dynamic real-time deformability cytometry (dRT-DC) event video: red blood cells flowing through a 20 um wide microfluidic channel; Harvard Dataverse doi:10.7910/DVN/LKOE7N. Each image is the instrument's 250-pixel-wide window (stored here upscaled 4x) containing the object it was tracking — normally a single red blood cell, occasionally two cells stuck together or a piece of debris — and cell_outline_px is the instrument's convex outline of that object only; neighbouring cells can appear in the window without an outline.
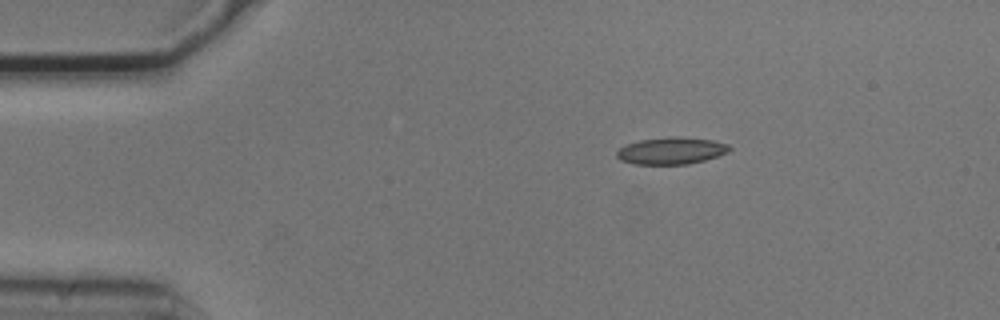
{"species": "common noctule bat (a hibernating species)", "species_latin": "Nyctalus noctula", "temperature_condition": "cold", "stored_images_in_passage": 46, "camera_frame_rate_fps": 3000, "um_per_image_px": 0.085, "animal": {"sex": "male", "body_mass_g": 20.5, "forearm_length_mm": 52.5}, "frame": {"image": 1, "passage_image": 1, "time_ms": 0.0, "image_size_px": [1000, 320], "cell_outline_px": [[732, 148], [728, 152], [704, 160], [688, 164], [632, 164], [620, 160], [616, 156], [616, 152], [620, 148], [628, 144], [640, 140], [668, 136], [676, 136], [712, 140], [728, 144]], "centroid_in_image_um": [57.05, 12.81], "position_along_channel_um": 28.0, "area_um2": 17.69}}
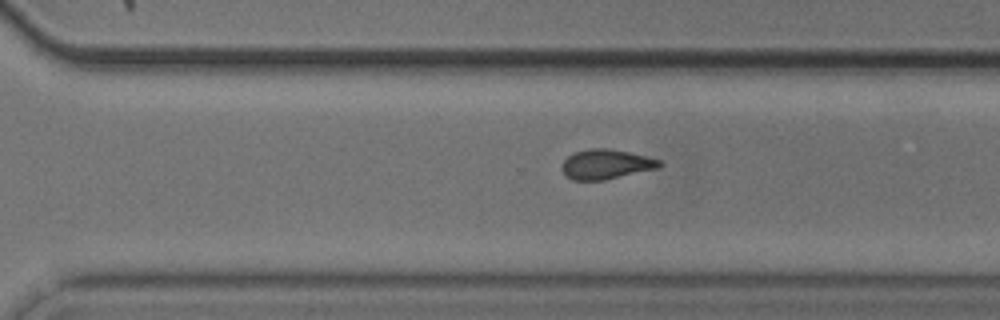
{"frame": {"image": 2, "passage_image": 29, "time_ms": 9.333, "image_size_px": [1000, 320], "cell_outline_px": [[664, 164], [660, 168], [604, 180], [572, 180], [564, 176], [560, 168], [560, 164], [572, 152], [588, 148], [608, 148], [628, 152], [660, 160]], "centroid_in_image_um": [51.46, 13.96], "position_along_channel_um": 319.1, "area_um2": 17.22}}
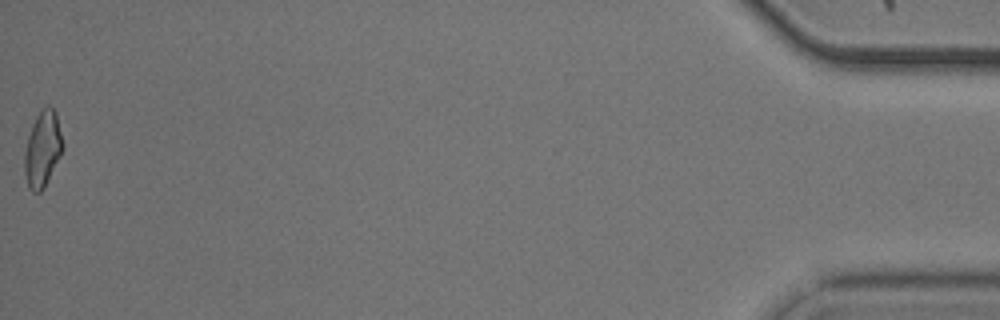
{"frame": {"image": 3, "passage_image": 46, "time_ms": 15.0, "image_size_px": [1000, 320], "cell_outline_px": [[64, 148], [44, 188], [40, 192], [32, 192], [28, 188], [24, 172], [24, 152], [28, 136], [32, 124], [36, 116], [48, 104], [56, 112], [64, 144]], "centroid_in_image_um": [3.62, 12.68], "position_along_channel_um": 431.6, "area_um2": 16.99}, "authors_computed_cell_mechanics": {"area_um2": 17.1088, "velocity_mm_per_s": 3.7192, "shape_relaxation_time_tau1_ms": null, "shape_relaxation_time_tau2_ms": 3.2106, "deformation_change_tau1": null, "deformation_change_tau2": 0.0908}}